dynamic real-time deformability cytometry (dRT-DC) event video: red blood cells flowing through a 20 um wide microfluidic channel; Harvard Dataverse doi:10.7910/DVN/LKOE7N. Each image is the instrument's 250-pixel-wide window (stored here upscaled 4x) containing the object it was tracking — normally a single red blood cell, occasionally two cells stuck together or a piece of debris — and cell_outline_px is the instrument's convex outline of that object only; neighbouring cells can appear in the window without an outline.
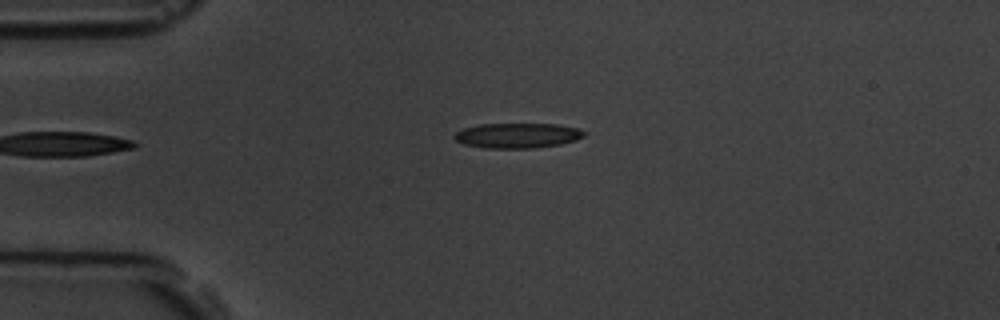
{"species": "common noctule bat (a hibernating species)", "species_latin": "Nyctalus noctula", "temperature_condition": "room temperature", "stored_images_in_passage": 4, "camera_frame_rate_fps": 3000, "um_per_image_px": 0.085, "animal": {"sex": "male", "body_mass_g": 19.5, "forearm_length_mm": 54.6}, "frame": {"image": 1, "passage_image": 4, "time_ms": 3.333, "image_size_px": [1000, 320], "cell_outline_px": [[588, 132], [584, 136], [576, 140], [560, 144], [532, 148], [484, 148], [464, 144], [456, 140], [452, 136], [456, 132], [464, 128], [480, 124], [556, 124], [580, 128]], "centroid_in_image_um": [44.01, 11.51], "position_along_channel_um": 41.0, "area_um2": 19.02}}